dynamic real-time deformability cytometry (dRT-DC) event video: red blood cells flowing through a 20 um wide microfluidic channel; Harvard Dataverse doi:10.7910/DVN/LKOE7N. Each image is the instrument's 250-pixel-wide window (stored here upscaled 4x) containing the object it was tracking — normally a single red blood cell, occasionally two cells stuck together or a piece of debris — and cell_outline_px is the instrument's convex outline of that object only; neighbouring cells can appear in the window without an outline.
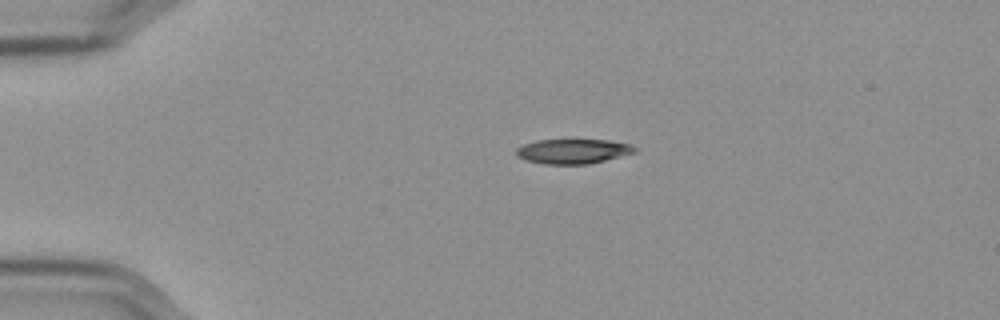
{"species": "Egyptian fruit bat (a non-hibernating species)", "species_latin": "Rousettus aegyptiacus", "temperature_condition": "cold", "stored_images_in_passage": 45, "camera_frame_rate_fps": 3000, "um_per_image_px": 0.085, "frame": {"image": 1, "passage_image": 1, "time_ms": 0.0, "image_size_px": [1000, 320], "cell_outline_px": [[636, 152], [588, 164], [544, 164], [524, 160], [516, 156], [516, 148], [524, 144], [536, 140], [572, 136], [608, 140], [628, 144], [636, 148]], "centroid_in_image_um": [48.64, 12.8], "position_along_channel_um": 36.4, "area_um2": 17.98}}
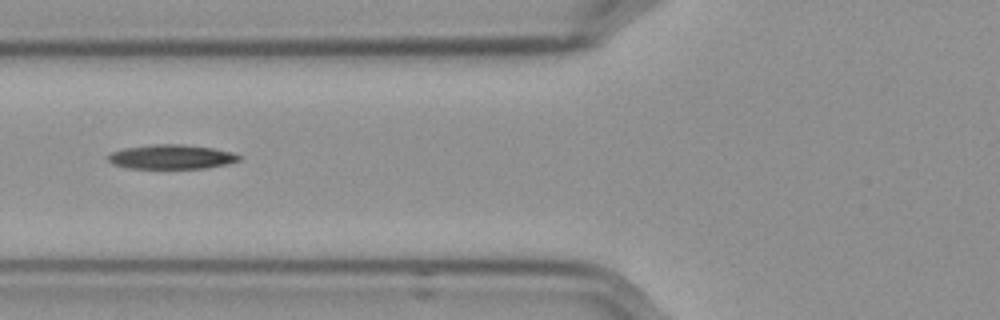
{"frame": {"image": 2, "passage_image": 11, "time_ms": 3.333, "image_size_px": [1000, 320], "cell_outline_px": [[240, 160], [228, 164], [204, 168], [128, 168], [112, 164], [104, 156], [112, 152], [124, 148], [152, 144], [184, 144], [212, 148], [232, 152], [240, 156]], "centroid_in_image_um": [14.53, 13.33], "position_along_channel_um": 111.3, "area_um2": 18.67}}
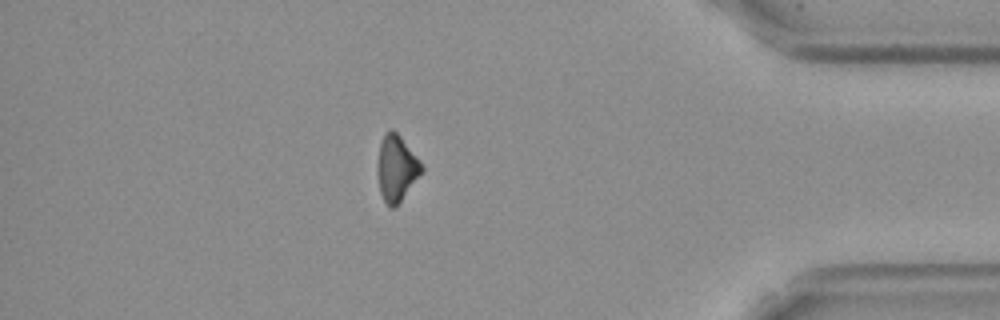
{"frame": {"image": 3, "passage_image": 38, "time_ms": 12.333, "image_size_px": [1000, 320], "cell_outline_px": [[424, 168], [396, 208], [392, 208], [384, 200], [380, 192], [376, 168], [376, 164], [380, 144], [384, 132], [388, 128], [392, 128], [400, 136], [416, 156]], "centroid_in_image_um": [33.66, 14.28], "position_along_channel_um": 401.5, "area_um2": 16.94}, "authors_computed_cell_mechanics": {"area_um2": 17.918, "velocity_mm_per_s": 3.5883, "shape_relaxation_time_tau1_ms": 7.2188, "shape_relaxation_time_tau2_ms": null, "deformation_change_tau1": 0.1367, "deformation_change_tau2": null}}